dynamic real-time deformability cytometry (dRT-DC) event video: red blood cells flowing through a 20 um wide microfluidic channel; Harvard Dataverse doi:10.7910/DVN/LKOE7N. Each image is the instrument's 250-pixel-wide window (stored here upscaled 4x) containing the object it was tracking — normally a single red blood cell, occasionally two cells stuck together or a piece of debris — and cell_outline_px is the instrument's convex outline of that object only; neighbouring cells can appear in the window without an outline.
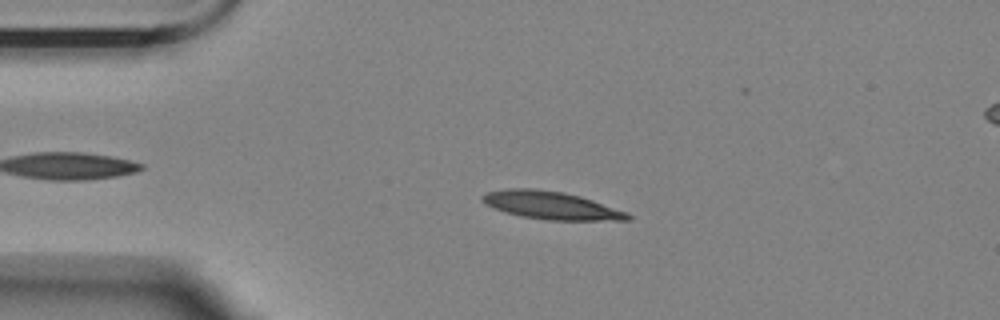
{"species": "Egyptian fruit bat (a non-hibernating species)", "species_latin": "Rousettus aegyptiacus", "temperature_condition": "room temperature", "stored_images_in_passage": 57, "camera_frame_rate_fps": 3000, "um_per_image_px": 0.085, "animal": {"sex": "female"}, "frame": {"image": 1, "passage_image": 12, "time_ms": 3.667, "image_size_px": [1000, 320], "cell_outline_px": [[632, 220], [548, 220], [520, 216], [484, 204], [480, 200], [480, 196], [488, 192], [504, 188], [536, 188], [564, 192], [580, 196], [628, 212], [632, 216]], "centroid_in_image_um": [46.84, 17.44], "position_along_channel_um": 38.2, "area_um2": 23.64}}
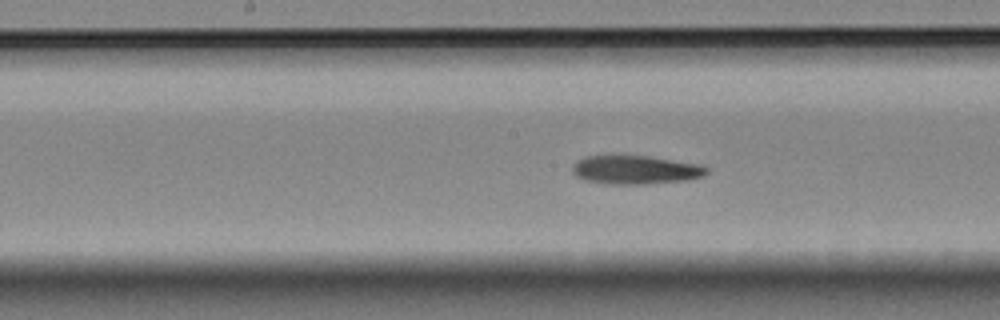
{"frame": {"image": 2, "passage_image": 28, "time_ms": 9.0, "image_size_px": [1000, 320], "cell_outline_px": [[708, 172], [704, 176], [688, 180], [648, 184], [608, 184], [584, 180], [576, 176], [572, 172], [572, 164], [584, 156], [648, 156], [700, 164], [708, 168]], "centroid_in_image_um": [54.02, 14.44], "position_along_channel_um": 194.2, "area_um2": 22.54}}
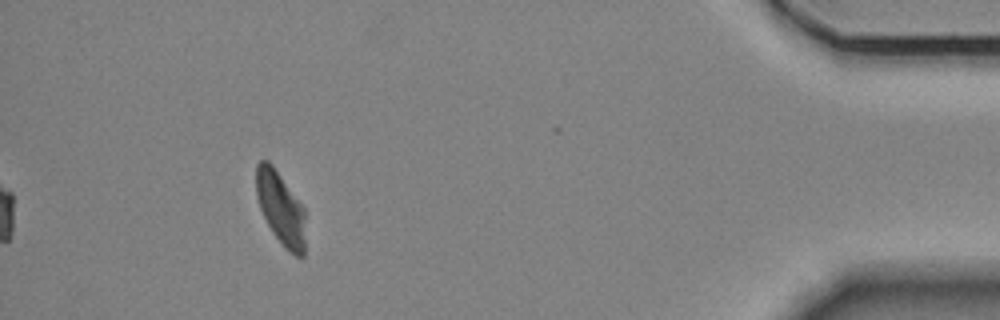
{"frame": {"image": 3, "passage_image": 52, "time_ms": 17.0, "image_size_px": [1000, 320], "cell_outline_px": [[304, 256], [296, 256], [284, 248], [272, 232], [260, 208], [256, 196], [256, 164], [260, 160], [268, 160], [272, 164], [304, 208]], "centroid_in_image_um": [23.83, 17.69], "position_along_channel_um": 411.4, "area_um2": 20.75}}